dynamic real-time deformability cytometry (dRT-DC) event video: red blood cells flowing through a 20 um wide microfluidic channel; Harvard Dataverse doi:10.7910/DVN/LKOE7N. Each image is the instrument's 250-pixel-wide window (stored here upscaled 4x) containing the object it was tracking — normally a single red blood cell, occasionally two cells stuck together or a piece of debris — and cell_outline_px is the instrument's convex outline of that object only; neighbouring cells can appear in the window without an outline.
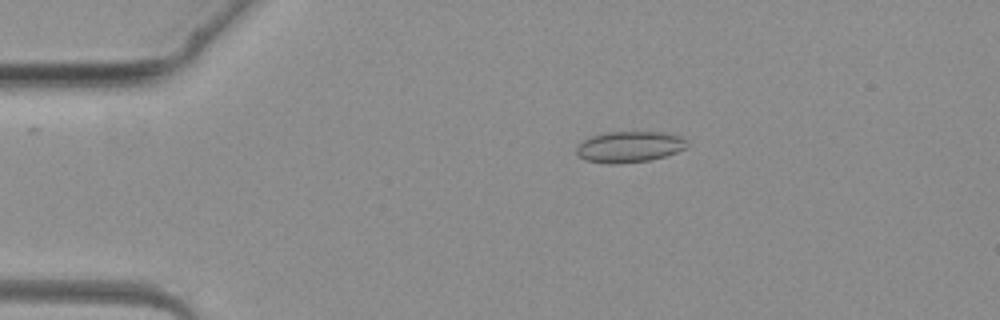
{"species": "common noctule bat (a hibernating species)", "species_latin": "Nyctalus noctula", "temperature_condition": "warm", "stored_images_in_passage": 4, "camera_frame_rate_fps": 3000, "um_per_image_px": 0.085, "animal": {"sex": "female", "body_mass_g": 19.3, "forearm_length_mm": 54.1}, "frame": {"image": 1, "passage_image": 3, "time_ms": 2.333, "image_size_px": [1000, 320], "cell_outline_px": [[688, 148], [664, 156], [648, 160], [616, 164], [608, 164], [584, 160], [576, 156], [576, 144], [580, 140], [604, 132], [660, 132], [680, 136], [688, 144]], "centroid_in_image_um": [53.42, 12.48], "position_along_channel_um": 31.6, "area_um2": 20.23}}
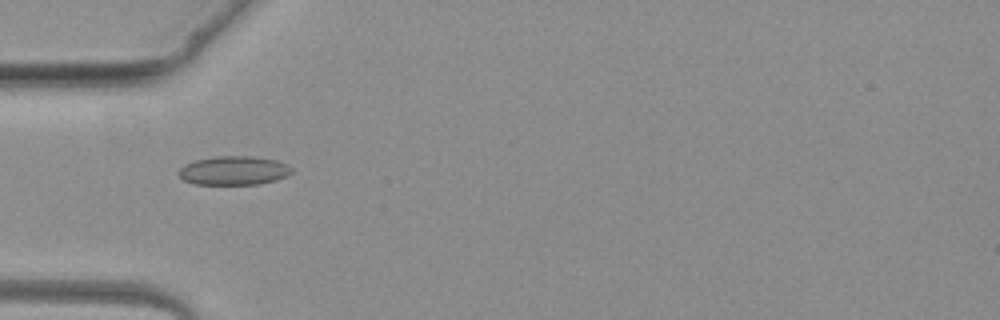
{"frame": {"image": 2, "passage_image": 4, "time_ms": 4.0, "image_size_px": [1000, 320], "cell_outline_px": [[292, 172], [288, 176], [276, 180], [260, 184], [196, 184], [184, 180], [176, 172], [184, 164], [196, 160], [216, 156], [256, 156], [276, 160], [288, 164], [292, 168]], "centroid_in_image_um": [19.9, 14.49], "position_along_channel_um": 65.1, "area_um2": 19.19}}